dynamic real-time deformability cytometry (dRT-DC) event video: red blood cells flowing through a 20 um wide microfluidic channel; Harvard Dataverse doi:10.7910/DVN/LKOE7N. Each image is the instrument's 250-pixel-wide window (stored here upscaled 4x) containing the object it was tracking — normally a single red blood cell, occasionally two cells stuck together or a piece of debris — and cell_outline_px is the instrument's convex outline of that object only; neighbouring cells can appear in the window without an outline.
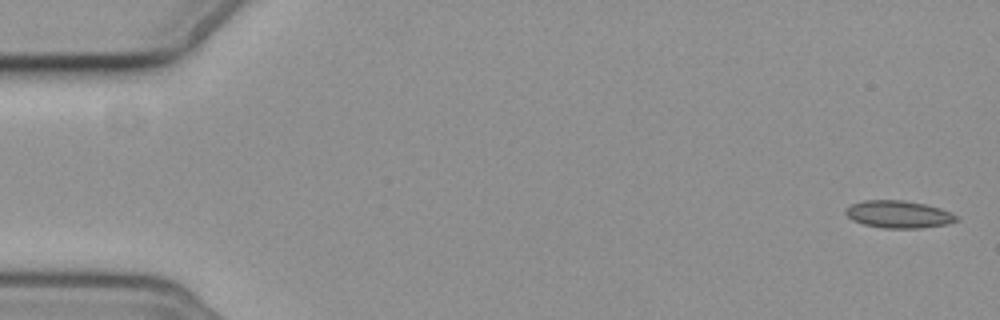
{"species": "common noctule bat (a hibernating species)", "species_latin": "Nyctalus noctula", "temperature_condition": "cold", "stored_images_in_passage": 6, "camera_frame_rate_fps": 3000, "um_per_image_px": 0.085, "animal": {"sex": "female", "body_mass_g": 19.3, "forearm_length_mm": 54.1}, "frame": {"image": 1, "passage_image": 1, "time_ms": 0.0, "image_size_px": [1000, 320], "cell_outline_px": [[960, 220], [948, 224], [920, 228], [884, 228], [864, 224], [852, 220], [844, 212], [852, 204], [864, 200], [904, 200], [924, 204], [940, 208], [952, 212], [960, 216]], "centroid_in_image_um": [76.44, 18.22], "position_along_channel_um": 8.6, "area_um2": 17.74}}
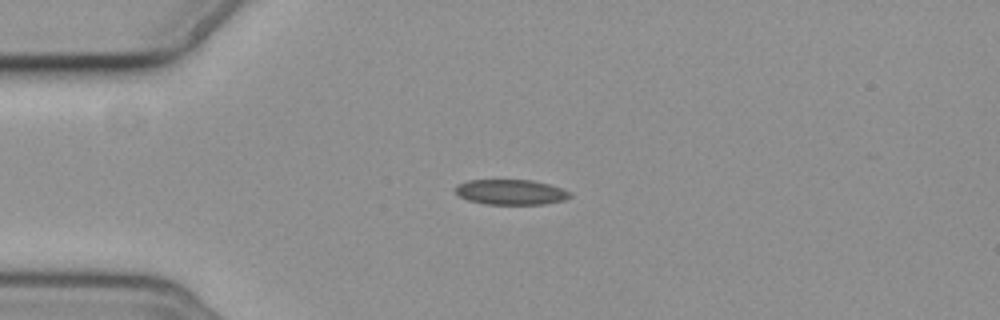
{"frame": {"image": 2, "passage_image": 4, "time_ms": 4.333, "image_size_px": [1000, 320], "cell_outline_px": [[572, 196], [564, 200], [544, 204], [484, 204], [468, 200], [460, 196], [456, 192], [456, 188], [460, 184], [468, 180], [532, 180], [548, 184], [560, 188], [568, 192]], "centroid_in_image_um": [43.42, 16.33], "position_along_channel_um": 41.6, "area_um2": 16.59}}
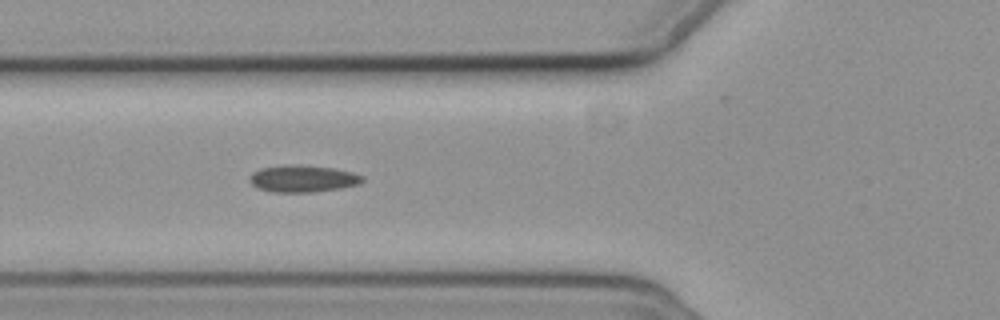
{"frame": {"image": 3, "passage_image": 6, "time_ms": 6.667, "image_size_px": [1000, 320], "cell_outline_px": [[364, 180], [360, 184], [340, 188], [312, 192], [272, 192], [256, 188], [248, 180], [248, 176], [252, 172], [260, 168], [292, 164], [332, 168], [352, 172], [364, 176]], "centroid_in_image_um": [25.7, 15.19], "position_along_channel_um": 100.1, "area_um2": 17.8}}